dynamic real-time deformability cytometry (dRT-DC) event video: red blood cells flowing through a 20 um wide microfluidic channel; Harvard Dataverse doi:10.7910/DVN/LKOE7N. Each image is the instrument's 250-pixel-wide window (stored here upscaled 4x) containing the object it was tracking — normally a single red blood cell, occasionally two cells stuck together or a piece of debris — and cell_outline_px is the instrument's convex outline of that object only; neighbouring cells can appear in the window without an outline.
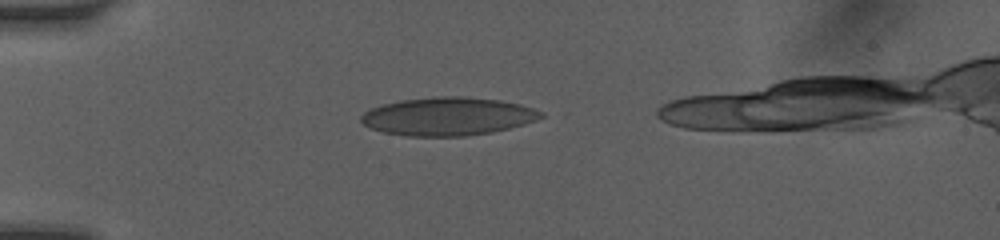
{"species": "human", "species_latin": "Homo sapiens", "temperature_condition": "room temperature", "stored_images_in_passage": 9, "camera_frame_rate_fps": 3000, "um_per_image_px": 0.085, "donor": {"sex": "female"}, "frame": {"image": 1, "passage_image": 1, "time_ms": 0.0, "image_size_px": [1000, 240], "cell_outline_px": [[544, 116], [536, 120], [524, 124], [508, 128], [488, 132], [464, 136], [408, 136], [384, 132], [372, 128], [364, 124], [360, 120], [360, 116], [364, 112], [372, 108], [384, 104], [400, 100], [440, 96], [460, 96], [500, 100], [520, 104], [544, 112]], "centroid_in_image_um": [38.07, 9.88], "position_along_channel_um": 46.9, "area_um2": 39.71}}
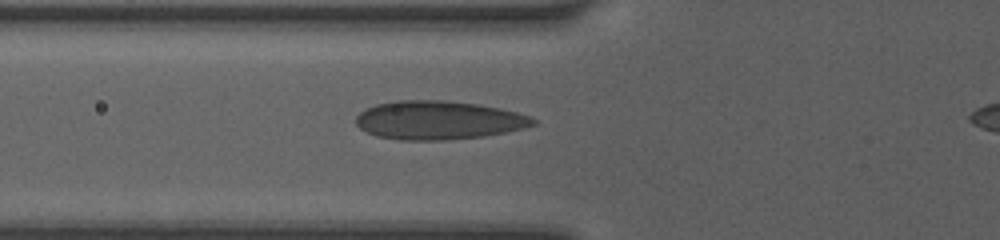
{"frame": {"image": 2, "passage_image": 7, "time_ms": 1.667, "image_size_px": [1000, 240], "cell_outline_px": [[536, 124], [524, 128], [484, 136], [448, 140], [400, 140], [376, 136], [360, 128], [356, 124], [356, 116], [360, 112], [376, 104], [396, 100], [448, 100], [476, 104], [500, 108], [516, 112], [528, 116], [536, 120]], "centroid_in_image_um": [37.25, 10.21], "position_along_channel_um": 88.5, "area_um2": 39.82}}